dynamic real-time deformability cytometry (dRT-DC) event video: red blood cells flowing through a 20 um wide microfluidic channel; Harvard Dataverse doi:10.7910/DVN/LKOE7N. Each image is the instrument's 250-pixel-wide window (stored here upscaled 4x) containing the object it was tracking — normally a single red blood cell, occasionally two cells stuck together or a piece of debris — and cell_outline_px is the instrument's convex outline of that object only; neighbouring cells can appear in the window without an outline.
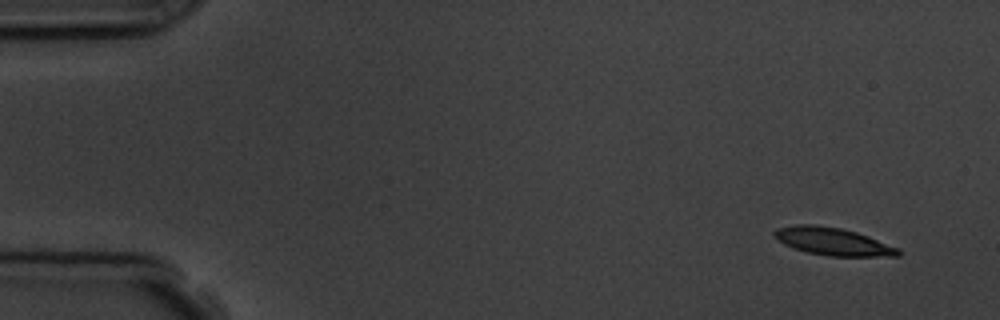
{"species": "common noctule bat (a hibernating species)", "species_latin": "Nyctalus noctula", "temperature_condition": "room temperature", "stored_images_in_passage": 4, "camera_frame_rate_fps": 3000, "um_per_image_px": 0.085, "animal": {"sex": "male", "body_mass_g": 19.5, "forearm_length_mm": 54.6}, "frame": {"image": 1, "passage_image": 1, "time_ms": 0.0, "image_size_px": [1000, 320], "cell_outline_px": [[900, 256], [828, 256], [808, 252], [792, 248], [784, 244], [772, 236], [772, 232], [776, 228], [796, 224], [816, 224], [840, 228], [856, 232], [868, 236], [900, 248]], "centroid_in_image_um": [70.76, 20.52], "position_along_channel_um": 14.2, "area_um2": 20.11}}
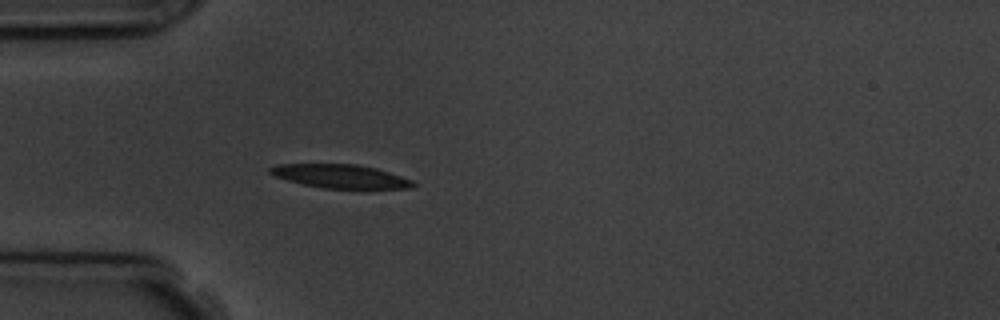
{"frame": {"image": 2, "passage_image": 4, "time_ms": 4.0, "image_size_px": [1000, 320], "cell_outline_px": [[416, 184], [412, 188], [324, 188], [304, 184], [288, 180], [276, 176], [268, 172], [268, 168], [276, 164], [356, 164], [376, 168], [412, 180]], "centroid_in_image_um": [28.92, 14.97], "position_along_channel_um": 56.1, "area_um2": 19.42}}